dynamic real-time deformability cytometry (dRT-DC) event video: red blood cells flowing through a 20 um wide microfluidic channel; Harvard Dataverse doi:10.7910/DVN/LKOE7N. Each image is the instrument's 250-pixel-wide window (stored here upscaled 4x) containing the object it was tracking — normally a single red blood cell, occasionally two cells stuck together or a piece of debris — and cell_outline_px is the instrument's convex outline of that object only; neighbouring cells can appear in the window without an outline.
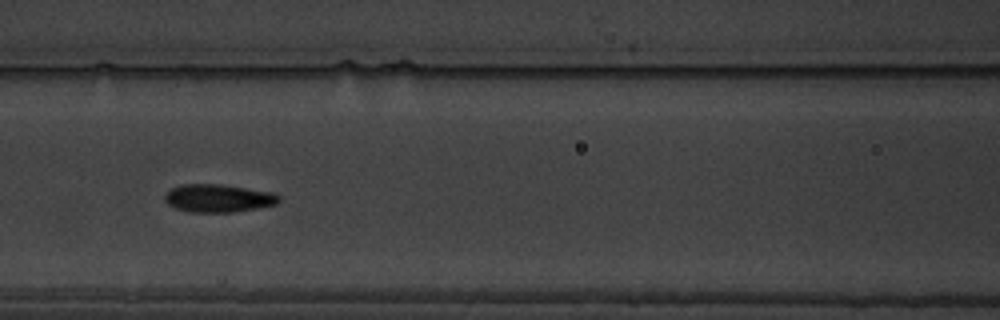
{"species": "common noctule bat (a hibernating species)", "species_latin": "Nyctalus noctula", "temperature_condition": "warm", "stored_images_in_passage": 11, "camera_frame_rate_fps": 3000, "um_per_image_px": 0.085, "animal": {"sex": "male", "body_mass_g": 19.5, "forearm_length_mm": 54.6}, "frame": {"image": 1, "passage_image": 7, "time_ms": 7.333, "image_size_px": [1000, 320], "cell_outline_px": [[280, 200], [276, 204], [256, 208], [232, 212], [188, 212], [176, 208], [168, 204], [164, 200], [164, 196], [172, 188], [184, 184], [220, 184], [276, 192], [280, 196]], "centroid_in_image_um": [18.58, 16.84], "position_along_channel_um": 148.0, "area_um2": 18.61}}